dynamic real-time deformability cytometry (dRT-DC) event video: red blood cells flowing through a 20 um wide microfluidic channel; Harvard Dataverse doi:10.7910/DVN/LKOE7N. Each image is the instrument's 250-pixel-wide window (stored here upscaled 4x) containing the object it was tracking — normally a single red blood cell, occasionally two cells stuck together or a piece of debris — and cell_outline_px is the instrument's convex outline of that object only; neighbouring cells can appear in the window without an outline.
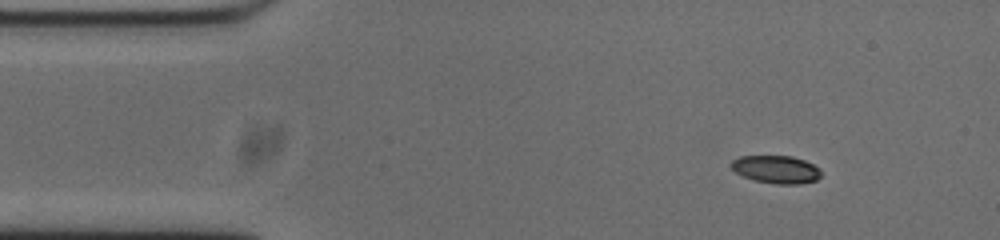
{"species": "common noctule bat (a hibernating species)", "species_latin": "Nyctalus noctula", "temperature_condition": "cold", "stored_images_in_passage": 48, "camera_frame_rate_fps": 3000, "um_per_image_px": 0.085, "animal": {"sex": "male", "body_mass_g": 20.0, "forearm_length_mm": 53.3}, "frame": {"image": 1, "passage_image": 1, "time_ms": 0.0, "image_size_px": [1000, 240], "cell_outline_px": [[820, 176], [816, 180], [800, 184], [776, 184], [756, 180], [744, 176], [736, 172], [728, 164], [732, 160], [740, 156], [792, 156], [804, 160], [820, 168]], "centroid_in_image_um": [65.97, 14.39], "position_along_channel_um": 19.0, "area_um2": 14.51}}
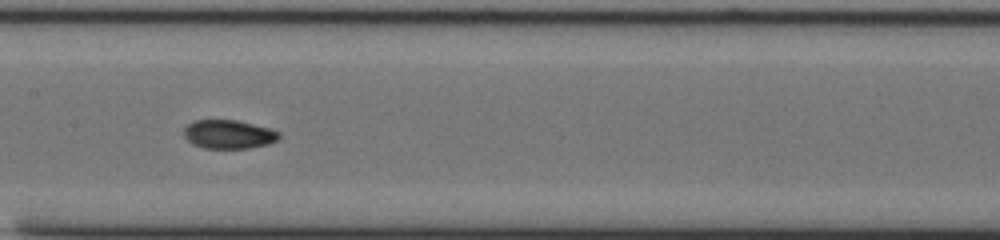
{"frame": {"image": 2, "passage_image": 20, "time_ms": 6.333, "image_size_px": [1000, 240], "cell_outline_px": [[280, 136], [276, 140], [268, 144], [248, 148], [204, 148], [192, 144], [184, 136], [184, 128], [192, 120], [236, 120], [268, 128], [280, 132]], "centroid_in_image_um": [19.41, 11.41], "position_along_channel_um": 188.0, "area_um2": 15.84}}
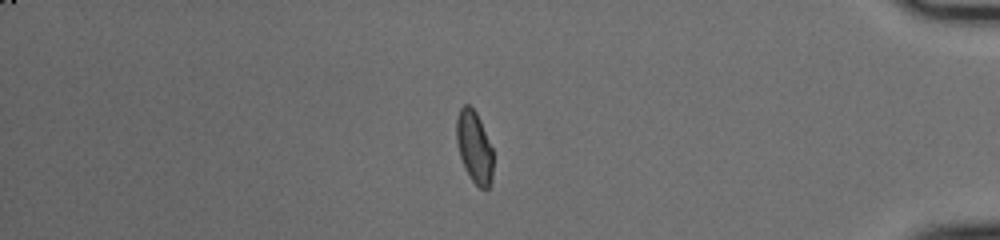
{"frame": {"image": 3, "passage_image": 40, "time_ms": 13.0, "image_size_px": [1000, 240], "cell_outline_px": [[492, 180], [488, 188], [480, 188], [472, 180], [464, 168], [460, 156], [456, 140], [456, 120], [460, 108], [464, 104], [468, 104], [476, 112], [480, 120], [492, 148]], "centroid_in_image_um": [40.3, 12.48], "position_along_channel_um": 394.9, "area_um2": 15.26}, "authors_computed_cell_mechanics": {"area_um2": 15.6927, "velocity_mm_per_s": 3.7352, "shape_relaxation_time_tau1_ms": 5.2922, "shape_relaxation_time_tau2_ms": 1.4335, "deformation_change_tau1": 0.1679, "deformation_change_tau2": 0.0452}}